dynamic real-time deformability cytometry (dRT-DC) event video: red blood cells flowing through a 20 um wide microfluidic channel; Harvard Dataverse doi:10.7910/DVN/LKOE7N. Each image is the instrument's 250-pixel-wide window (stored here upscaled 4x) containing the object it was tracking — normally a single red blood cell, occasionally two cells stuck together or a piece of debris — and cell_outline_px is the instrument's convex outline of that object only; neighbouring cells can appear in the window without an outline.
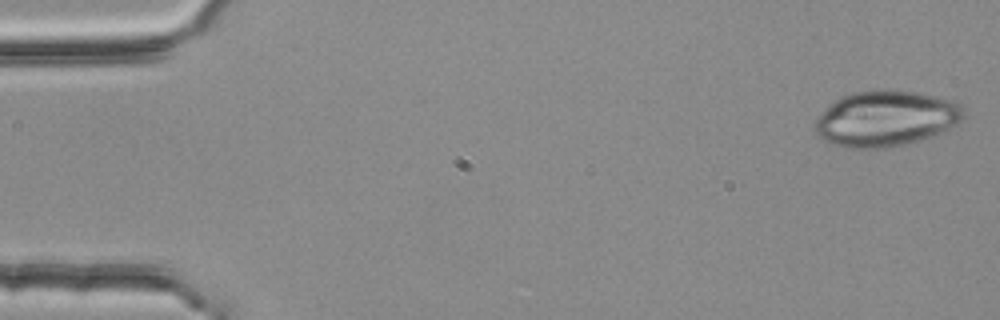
{"species": "common noctule bat (a hibernating species)", "species_latin": "Nyctalus noctula", "temperature_condition": "room temperature", "stored_images_in_passage": 53, "camera_frame_rate_fps": 3000, "um_per_image_px": 0.085, "animal": {"sex": "female", "body_mass_g": 25.1}, "frame": {"image": 1, "passage_image": 1, "time_ms": 0.0, "image_size_px": [1000, 320], "cell_outline_px": [[964, 116], [960, 120], [936, 136], [904, 144], [880, 148], [844, 148], [832, 144], [824, 140], [816, 132], [816, 120], [840, 96], [848, 92], [880, 88], [896, 88], [956, 100], [964, 108]], "centroid_in_image_um": [75.33, 10.04], "position_along_channel_um": 9.7, "area_um2": 48.61}}
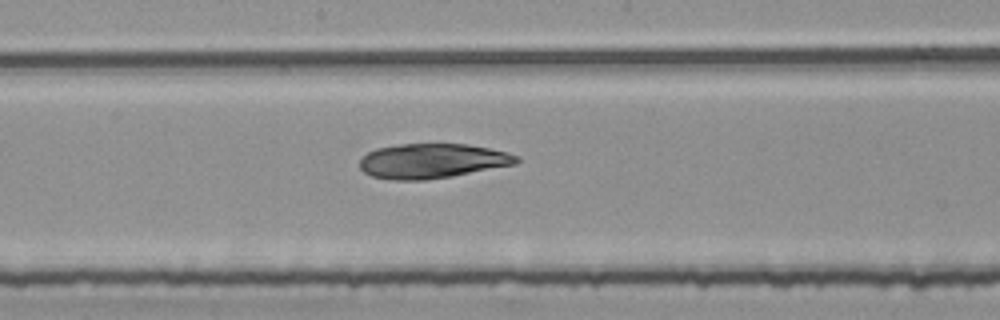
{"frame": {"image": 2, "passage_image": 28, "time_ms": 9.0, "image_size_px": [1000, 320], "cell_outline_px": [[520, 160], [516, 164], [452, 176], [424, 180], [396, 180], [372, 176], [364, 172], [360, 168], [360, 156], [376, 148], [404, 144], [468, 144], [508, 152], [520, 156]], "centroid_in_image_um": [36.75, 13.68], "position_along_channel_um": 211.5, "area_um2": 31.73}}
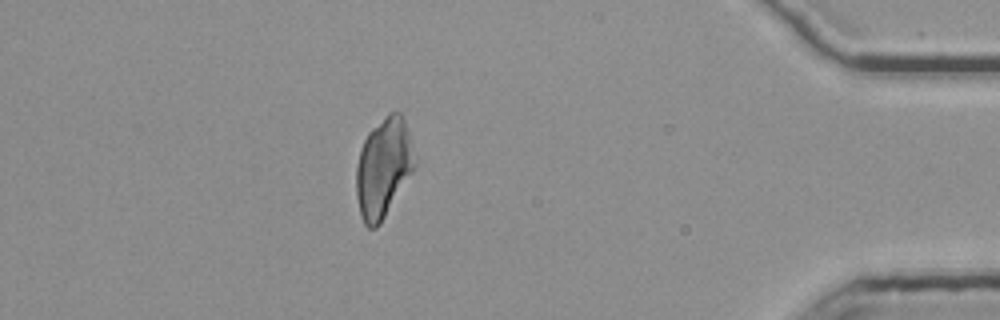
{"frame": {"image": 3, "passage_image": 47, "time_ms": 15.333, "image_size_px": [1000, 320], "cell_outline_px": [[416, 164], [412, 172], [380, 224], [376, 228], [368, 228], [364, 224], [360, 216], [356, 196], [356, 164], [360, 148], [368, 132], [388, 112], [400, 112], [404, 120], [416, 156]], "centroid_in_image_um": [32.57, 14.26], "position_along_channel_um": 402.6, "area_um2": 33.93}}